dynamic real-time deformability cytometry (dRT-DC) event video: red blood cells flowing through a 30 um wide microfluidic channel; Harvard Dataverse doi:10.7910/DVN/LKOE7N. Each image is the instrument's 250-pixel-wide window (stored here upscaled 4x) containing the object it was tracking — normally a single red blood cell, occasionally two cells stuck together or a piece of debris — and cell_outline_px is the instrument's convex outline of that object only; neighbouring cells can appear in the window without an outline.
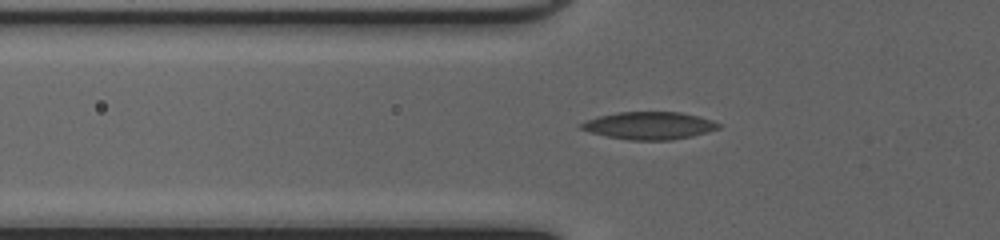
{"species": "common noctule bat (a hibernating species)", "species_latin": "Nyctalus noctula", "temperature_condition": "cold", "stored_images_in_passage": 32, "camera_frame_rate_fps": 3000, "um_per_image_px": 0.085, "animal": {"sex": "female", "body_mass_g": 20.0, "forearm_length_mm": 54.0}, "frame": {"image": 1, "passage_image": 2, "time_ms": 0.333, "image_size_px": [1000, 240], "cell_outline_px": [[720, 128], [692, 136], [672, 140], [628, 140], [608, 136], [592, 132], [580, 128], [580, 124], [588, 120], [600, 116], [620, 112], [680, 112], [700, 116], [712, 120], [720, 124]], "centroid_in_image_um": [55.24, 10.67], "position_along_channel_um": 70.6, "area_um2": 21.79}}
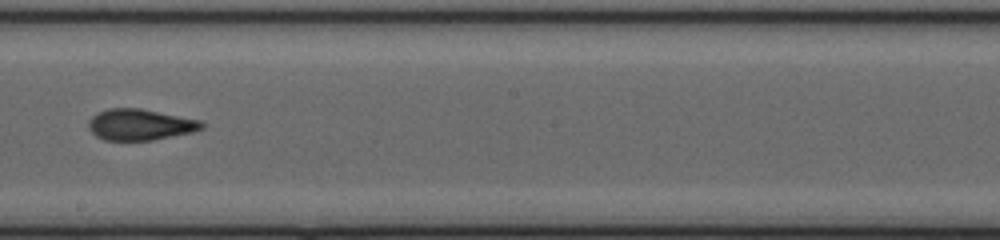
{"frame": {"image": 2, "passage_image": 14, "time_ms": 4.333, "image_size_px": [1000, 240], "cell_outline_px": [[204, 128], [192, 132], [152, 140], [104, 140], [96, 136], [88, 128], [88, 120], [96, 112], [108, 108], [140, 108], [200, 120], [204, 124]], "centroid_in_image_um": [11.87, 10.58], "position_along_channel_um": 236.3, "area_um2": 20.58}}
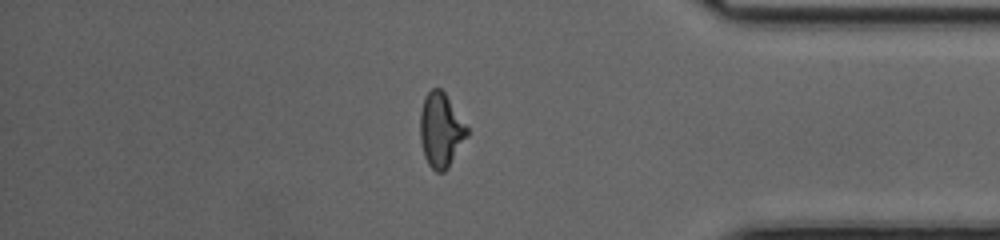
{"frame": {"image": 3, "passage_image": 27, "time_ms": 8.667, "image_size_px": [1000, 240], "cell_outline_px": [[468, 136], [448, 168], [444, 172], [436, 172], [428, 164], [424, 156], [420, 140], [420, 112], [424, 96], [432, 88], [440, 88], [444, 92], [468, 128]], "centroid_in_image_um": [37.46, 11.07], "position_along_channel_um": 397.7, "area_um2": 20.35}}